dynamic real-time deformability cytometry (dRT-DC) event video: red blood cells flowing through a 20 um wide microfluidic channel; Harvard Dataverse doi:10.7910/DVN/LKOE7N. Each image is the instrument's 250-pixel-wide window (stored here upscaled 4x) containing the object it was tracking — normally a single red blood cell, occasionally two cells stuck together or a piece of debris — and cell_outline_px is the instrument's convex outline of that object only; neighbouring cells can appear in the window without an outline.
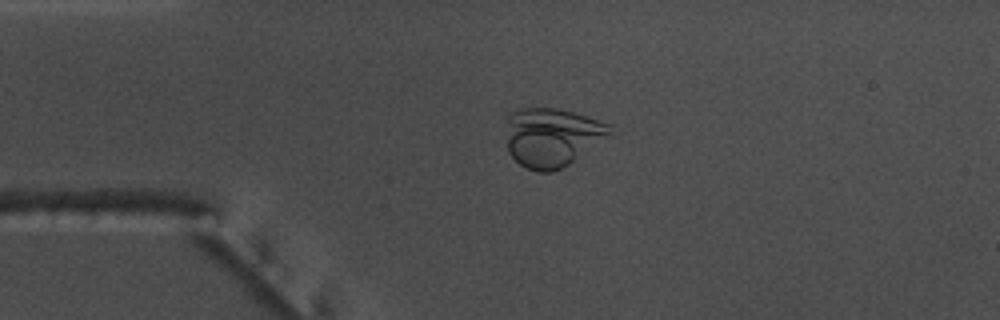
{"species": "common noctule bat (a hibernating species)", "species_latin": "Nyctalus noctula", "temperature_condition": "warm", "stored_images_in_passage": 55, "camera_frame_rate_fps": 3000, "um_per_image_px": 0.085, "animal": {"sex": "male", "body_mass_g": 17.5, "forearm_length_mm": 52.3}, "frame": {"image": 1, "passage_image": 13, "time_ms": 4.0, "image_size_px": [1000, 320], "cell_outline_px": [[616, 136], [568, 164], [552, 172], [536, 172], [520, 164], [508, 152], [508, 116], [512, 112], [520, 108], [556, 108], [572, 112], [612, 124]], "centroid_in_image_um": [47.04, 11.66], "position_along_channel_um": 38.0, "area_um2": 36.13}}
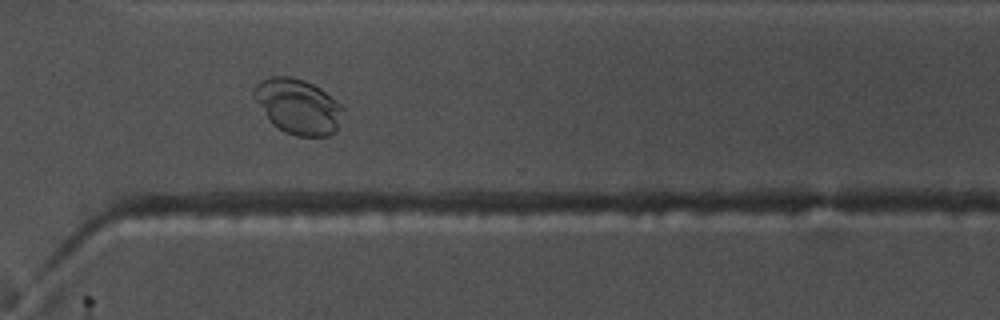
{"frame": {"image": 2, "passage_image": 40, "time_ms": 13.0, "image_size_px": [1000, 320], "cell_outline_px": [[344, 108], [336, 132], [328, 136], [296, 136], [284, 132], [272, 124], [252, 96], [252, 92], [256, 84], [260, 80], [272, 76], [288, 76], [304, 80], [320, 88], [336, 100]], "centroid_in_image_um": [25.32, 9.05], "position_along_channel_um": 345.3, "area_um2": 28.67}}
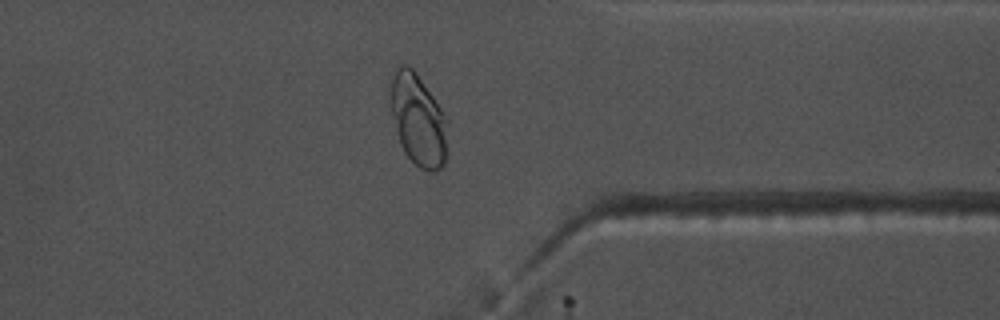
{"frame": {"image": 3, "passage_image": 43, "time_ms": 14.0, "image_size_px": [1000, 320], "cell_outline_px": [[448, 156], [444, 164], [436, 172], [432, 172], [420, 168], [404, 152], [400, 144], [388, 104], [392, 76], [400, 64], [408, 64], [416, 72], [448, 120]], "centroid_in_image_um": [35.55, 10.21], "position_along_channel_um": 375.9, "area_um2": 31.1}}